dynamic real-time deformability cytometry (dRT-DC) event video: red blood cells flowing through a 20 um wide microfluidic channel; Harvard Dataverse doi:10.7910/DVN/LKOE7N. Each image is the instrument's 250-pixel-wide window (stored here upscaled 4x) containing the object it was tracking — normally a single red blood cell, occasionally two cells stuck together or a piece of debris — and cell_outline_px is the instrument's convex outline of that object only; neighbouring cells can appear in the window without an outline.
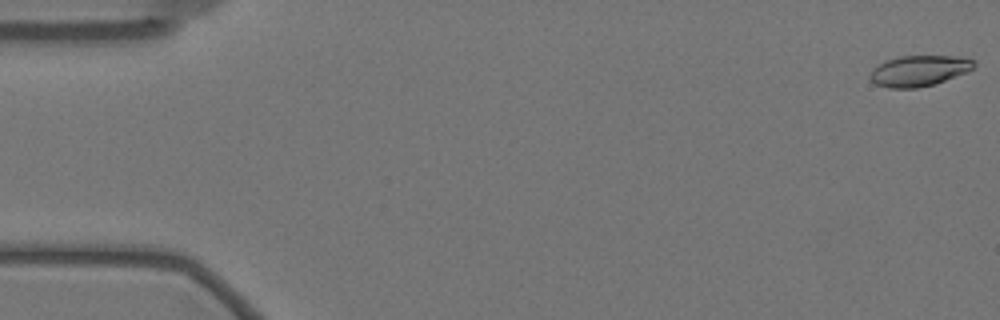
{"species": "Egyptian fruit bat (a non-hibernating species)", "species_latin": "Rousettus aegyptiacus", "temperature_condition": "warm", "stored_images_in_passage": 58, "camera_frame_rate_fps": 3000, "um_per_image_px": 0.085, "animal": {"sex": "female"}, "frame": {"image": 1, "passage_image": 1, "time_ms": 0.0, "image_size_px": [1000, 320], "cell_outline_px": [[976, 64], [968, 72], [936, 84], [916, 88], [888, 88], [876, 84], [868, 76], [872, 68], [884, 60], [900, 56], [960, 56], [972, 60]], "centroid_in_image_um": [78.1, 6.02], "position_along_channel_um": 6.9, "area_um2": 18.84}}
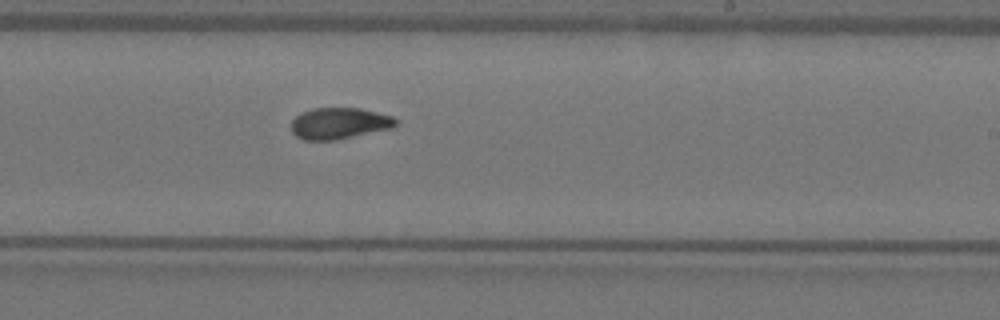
{"frame": {"image": 2, "passage_image": 35, "time_ms": 11.333, "image_size_px": [1000, 320], "cell_outline_px": [[396, 128], [336, 140], [304, 140], [296, 136], [292, 132], [292, 120], [300, 112], [312, 108], [360, 108], [392, 116], [396, 120]], "centroid_in_image_um": [28.85, 10.49], "position_along_channel_um": 260.2, "area_um2": 19.31}}
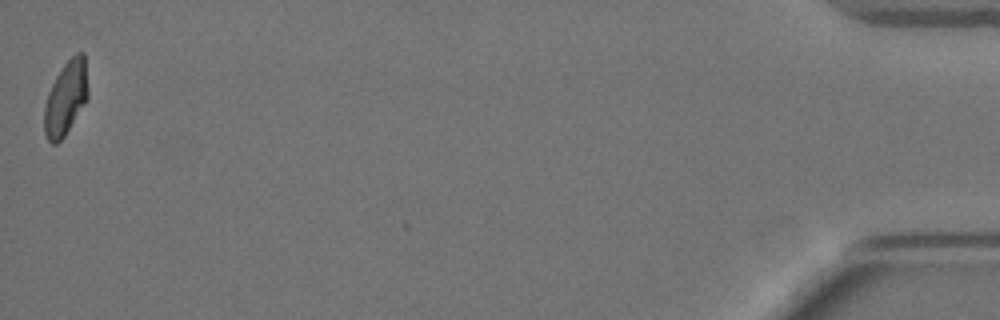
{"frame": {"image": 3, "passage_image": 58, "time_ms": 19.0, "image_size_px": [1000, 320], "cell_outline_px": [[88, 100], [64, 136], [56, 144], [52, 144], [48, 140], [44, 132], [44, 108], [48, 92], [56, 76], [64, 64], [76, 52], [84, 52], [88, 88]], "centroid_in_image_um": [5.6, 8.34], "position_along_channel_um": 429.6, "area_um2": 18.9}, "authors_computed_cell_mechanics": {"area_um2": 19.2185, "velocity_mm_per_s": 3.4824, "shape_relaxation_time_tau1_ms": 4.3266, "shape_relaxation_time_tau2_ms": 1.9853, "deformation_change_tau1": 0.1746, "deformation_change_tau2": 0.0694}}